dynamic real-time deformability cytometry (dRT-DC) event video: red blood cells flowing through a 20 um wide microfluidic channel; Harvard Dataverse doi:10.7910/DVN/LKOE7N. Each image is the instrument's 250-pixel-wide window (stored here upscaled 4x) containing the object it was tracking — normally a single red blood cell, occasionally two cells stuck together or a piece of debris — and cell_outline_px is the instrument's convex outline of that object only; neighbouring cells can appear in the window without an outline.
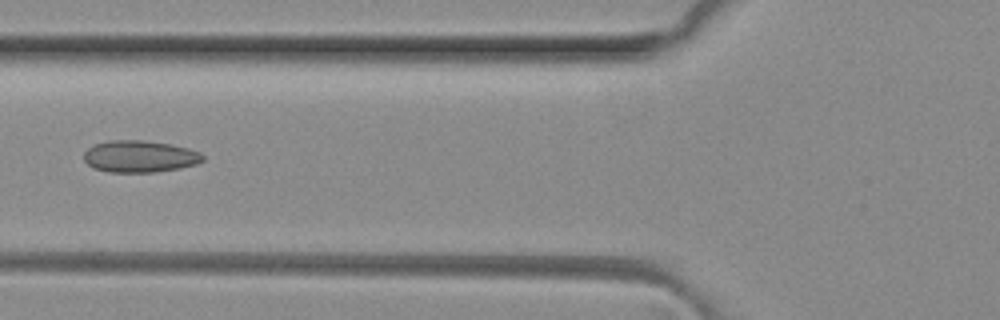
{"species": "common noctule bat (a hibernating species)", "species_latin": "Nyctalus noctula", "temperature_condition": "room temperature", "stored_images_in_passage": 5, "camera_frame_rate_fps": 3000, "um_per_image_px": 0.085, "animal": {"sex": "female", "body_mass_g": 29.2, "forearm_length_mm": 56.3}, "frame": {"image": 1, "passage_image": 4, "time_ms": 1.0, "image_size_px": [1000, 320], "cell_outline_px": [[204, 160], [196, 164], [180, 168], [156, 172], [108, 172], [92, 168], [84, 160], [84, 152], [88, 148], [96, 144], [108, 140], [140, 140], [172, 144], [188, 148], [200, 152], [204, 156]], "centroid_in_image_um": [11.88, 13.3], "position_along_channel_um": 113.9, "area_um2": 22.2}}
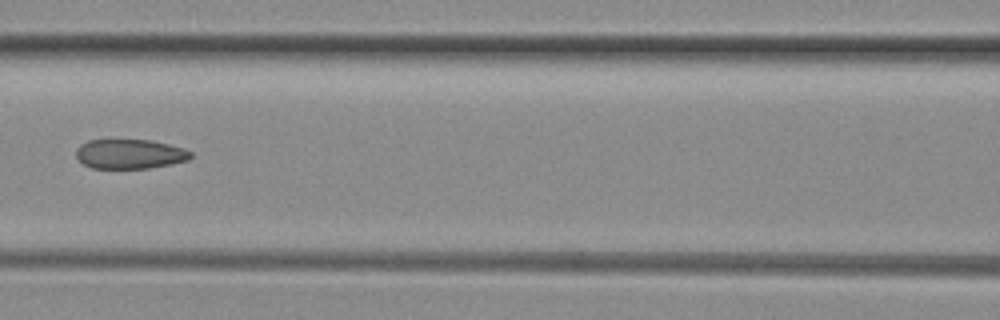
{"frame": {"image": 2, "passage_image": 5, "time_ms": 1.333, "image_size_px": [1000, 320], "cell_outline_px": [[192, 156], [188, 160], [172, 164], [148, 168], [92, 168], [84, 164], [76, 156], [76, 148], [80, 144], [88, 140], [152, 140], [184, 148], [192, 152]], "centroid_in_image_um": [11.04, 13.08], "position_along_channel_um": 155.6, "area_um2": 19.77}}